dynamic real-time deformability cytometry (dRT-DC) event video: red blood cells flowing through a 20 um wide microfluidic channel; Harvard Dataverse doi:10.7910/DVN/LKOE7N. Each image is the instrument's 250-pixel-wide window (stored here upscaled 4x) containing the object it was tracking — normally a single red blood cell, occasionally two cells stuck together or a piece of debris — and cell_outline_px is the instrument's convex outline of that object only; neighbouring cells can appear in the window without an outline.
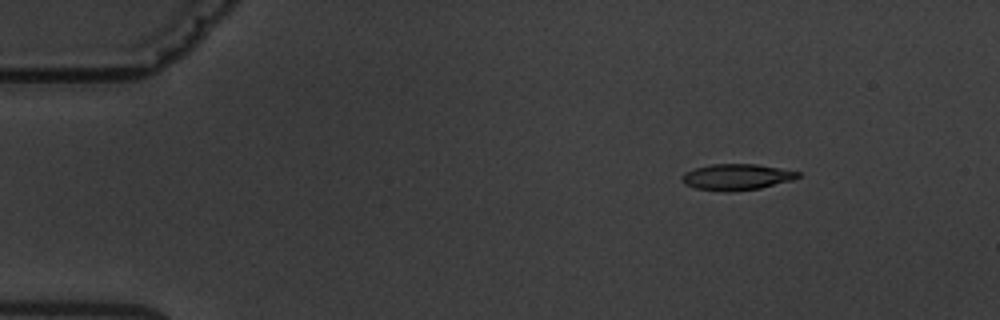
{"species": "common noctule bat (a hibernating species)", "species_latin": "Nyctalus noctula", "temperature_condition": "warm", "stored_images_in_passage": 11, "camera_frame_rate_fps": 3000, "um_per_image_px": 0.085, "animal": {"sex": "male", "body_mass_g": 19.5, "forearm_length_mm": 54.6}, "frame": {"image": 1, "passage_image": 2, "time_ms": 2.333, "image_size_px": [1000, 320], "cell_outline_px": [[800, 176], [792, 180], [760, 188], [724, 192], [696, 188], [684, 184], [680, 180], [680, 176], [684, 172], [696, 168], [712, 164], [756, 164], [800, 172]], "centroid_in_image_um": [62.56, 15.04], "position_along_channel_um": 22.4, "area_um2": 17.57}}
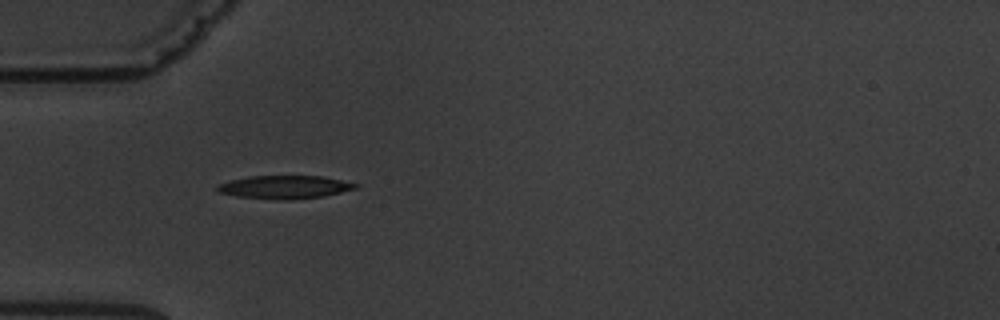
{"frame": {"image": 2, "passage_image": 5, "time_ms": 5.667, "image_size_px": [1000, 320], "cell_outline_px": [[360, 184], [356, 188], [324, 196], [292, 200], [276, 200], [236, 196], [220, 192], [216, 188], [220, 184], [232, 180], [252, 176], [320, 176]], "centroid_in_image_um": [24.22, 15.91], "position_along_channel_um": 60.8, "area_um2": 18.44}}
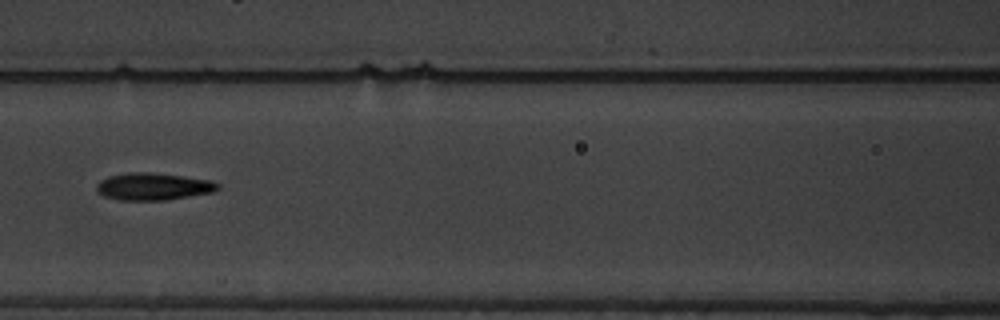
{"frame": {"image": 3, "passage_image": 7, "time_ms": 8.333, "image_size_px": [1000, 320], "cell_outline_px": [[220, 188], [212, 192], [164, 200], [120, 200], [104, 196], [96, 188], [96, 184], [100, 180], [108, 176], [128, 172], [152, 172], [184, 176], [212, 180], [220, 184]], "centroid_in_image_um": [13.03, 15.84], "position_along_channel_um": 153.6, "area_um2": 19.25}}